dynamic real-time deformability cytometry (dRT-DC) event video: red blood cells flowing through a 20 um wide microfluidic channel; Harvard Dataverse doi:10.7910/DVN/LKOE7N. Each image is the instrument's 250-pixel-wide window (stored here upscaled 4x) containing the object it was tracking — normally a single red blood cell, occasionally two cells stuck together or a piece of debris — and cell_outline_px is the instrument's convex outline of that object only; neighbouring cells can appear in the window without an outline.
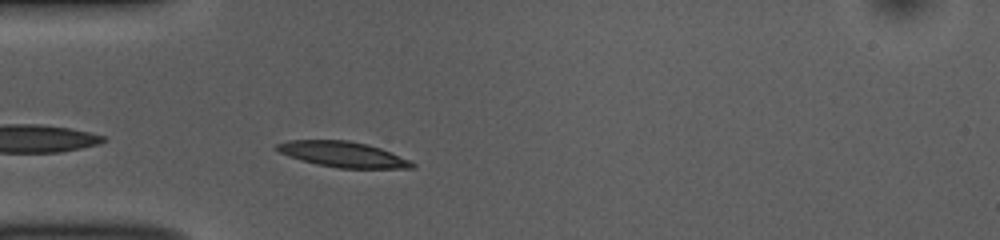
{"species": "common noctule bat (a hibernating species)", "species_latin": "Nyctalus noctula", "temperature_condition": "room temperature", "stored_images_in_passage": 30, "camera_frame_rate_fps": 3000, "um_per_image_px": 0.085, "animal": {"sex": "female", "body_mass_g": 10.0, "forearm_length_mm": 53.1}, "frame": {"image": 1, "passage_image": 3, "time_ms": 0.667, "image_size_px": [1000, 240], "cell_outline_px": [[416, 168], [340, 168], [316, 164], [300, 160], [288, 156], [280, 152], [276, 148], [276, 144], [288, 140], [348, 140], [368, 144], [380, 148], [408, 160], [416, 164]], "centroid_in_image_um": [29.12, 13.12], "position_along_channel_um": 55.9, "area_um2": 20.0}}
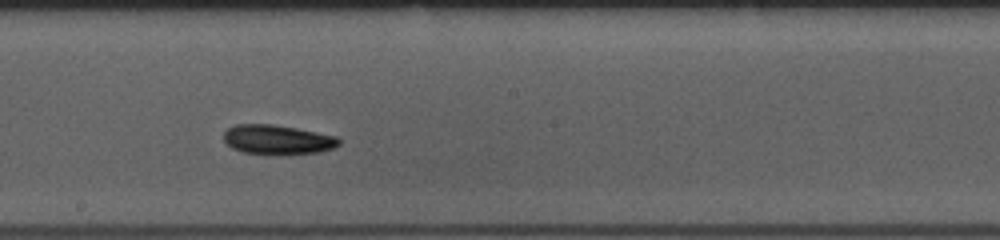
{"frame": {"image": 2, "passage_image": 17, "time_ms": 5.333, "image_size_px": [1000, 240], "cell_outline_px": [[340, 144], [332, 148], [320, 152], [244, 152], [232, 148], [224, 140], [224, 132], [228, 128], [236, 124], [272, 124], [296, 128], [336, 136], [340, 140]], "centroid_in_image_um": [23.57, 11.82], "position_along_channel_um": 224.6, "area_um2": 18.96}}
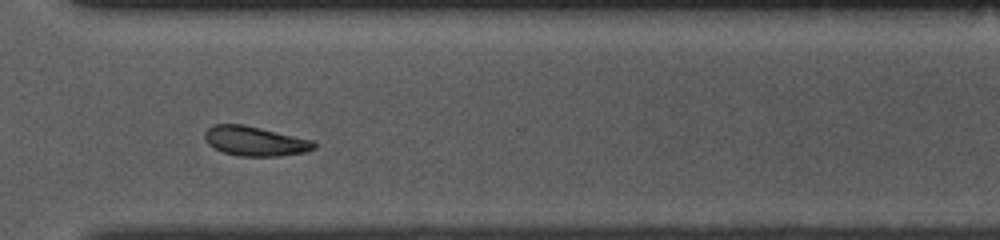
{"frame": {"image": 3, "passage_image": 27, "time_ms": 8.667, "image_size_px": [1000, 240], "cell_outline_px": [[316, 148], [304, 152], [280, 156], [240, 156], [224, 152], [208, 144], [204, 140], [204, 132], [212, 124], [244, 124], [312, 140], [316, 144]], "centroid_in_image_um": [21.65, 11.99], "position_along_channel_um": 348.9, "area_um2": 18.79}, "authors_computed_cell_mechanics": {"area_um2": 19.9121, "velocity_mm_per_s": 3.7244, "shape_relaxation_time_tau1_ms": 4.2709, "shape_relaxation_time_tau2_ms": 2.847, "deformation_change_tau1": 0.101, "deformation_change_tau2": 0.0785}}